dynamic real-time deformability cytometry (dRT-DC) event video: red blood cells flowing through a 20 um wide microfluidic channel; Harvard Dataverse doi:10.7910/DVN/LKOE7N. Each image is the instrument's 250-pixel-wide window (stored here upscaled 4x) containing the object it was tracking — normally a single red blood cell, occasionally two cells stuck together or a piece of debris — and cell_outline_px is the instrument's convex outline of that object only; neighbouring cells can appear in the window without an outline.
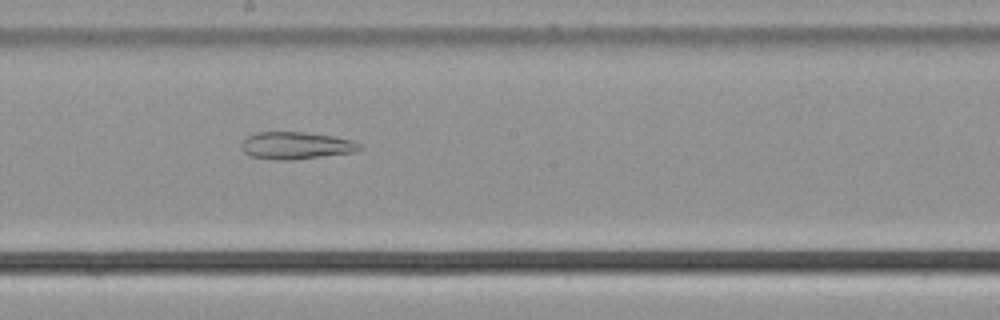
{"species": "common noctule bat (a hibernating species)", "species_latin": "Nyctalus noctula", "temperature_condition": "cold", "stored_images_in_passage": 54, "camera_frame_rate_fps": 3000, "um_per_image_px": 0.085, "animal": {"sex": "male", "body_mass_g": 21.5, "forearm_length_mm": 52.0}, "frame": {"image": 1, "passage_image": 30, "time_ms": 9.667, "image_size_px": [1000, 320], "cell_outline_px": [[360, 148], [352, 152], [292, 160], [276, 160], [252, 156], [244, 152], [240, 148], [240, 144], [244, 136], [256, 132], [304, 132], [332, 136], [352, 140], [360, 144]], "centroid_in_image_um": [25.07, 12.36], "position_along_channel_um": 223.1, "area_um2": 18.73}}
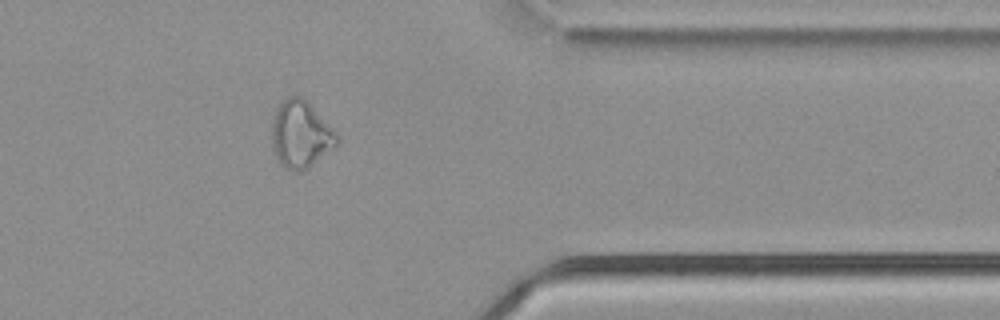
{"frame": {"image": 2, "passage_image": 44, "time_ms": 14.333, "image_size_px": [1000, 320], "cell_outline_px": [[340, 140], [332, 148], [308, 168], [300, 172], [292, 172], [284, 168], [280, 164], [272, 148], [272, 116], [276, 108], [292, 92], [304, 96], [308, 100], [340, 136]], "centroid_in_image_um": [25.54, 11.38], "position_along_channel_um": 385.9, "area_um2": 26.07}}
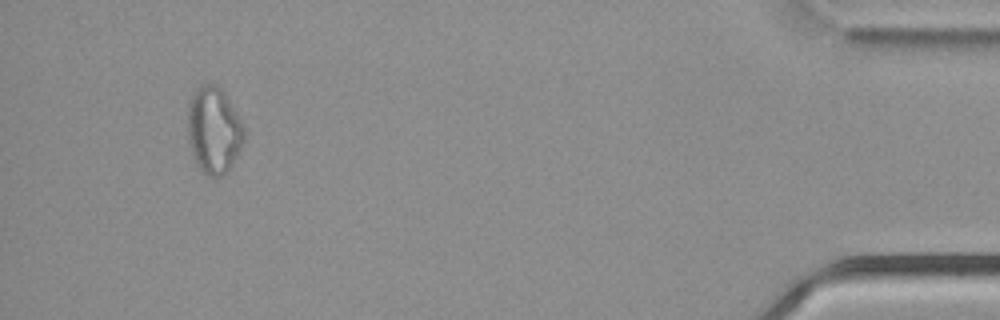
{"frame": {"image": 3, "passage_image": 51, "time_ms": 16.667, "image_size_px": [1000, 320], "cell_outline_px": [[244, 140], [228, 172], [220, 176], [208, 176], [196, 164], [192, 152], [188, 136], [188, 104], [196, 88], [200, 84], [216, 84], [224, 92], [240, 120], [244, 128]], "centroid_in_image_um": [18.16, 11.06], "position_along_channel_um": 417.0, "area_um2": 28.15}}